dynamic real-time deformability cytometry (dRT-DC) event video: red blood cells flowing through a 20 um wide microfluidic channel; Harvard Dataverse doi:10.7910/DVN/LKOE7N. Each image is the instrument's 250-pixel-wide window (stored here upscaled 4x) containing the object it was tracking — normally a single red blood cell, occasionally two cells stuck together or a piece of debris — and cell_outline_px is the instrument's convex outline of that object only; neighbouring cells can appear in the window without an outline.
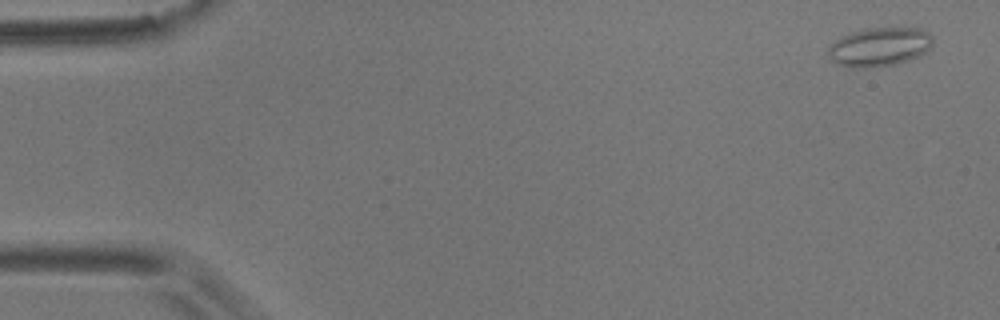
{"species": "common noctule bat (a hibernating species)", "species_latin": "Nyctalus noctula", "temperature_condition": "room temperature", "stored_images_in_passage": 4, "camera_frame_rate_fps": 3000, "um_per_image_px": 0.085, "animal": {"sex": "male", "body_mass_g": 17.9}, "frame": {"image": 1, "passage_image": 1, "time_ms": 0.0, "image_size_px": [1000, 320], "cell_outline_px": [[932, 44], [920, 56], [908, 60], [892, 64], [868, 68], [852, 68], [840, 64], [832, 60], [828, 52], [828, 48], [840, 36], [864, 28], [924, 28], [932, 36]], "centroid_in_image_um": [74.76, 3.97], "position_along_channel_um": 10.2, "area_um2": 23.58}}